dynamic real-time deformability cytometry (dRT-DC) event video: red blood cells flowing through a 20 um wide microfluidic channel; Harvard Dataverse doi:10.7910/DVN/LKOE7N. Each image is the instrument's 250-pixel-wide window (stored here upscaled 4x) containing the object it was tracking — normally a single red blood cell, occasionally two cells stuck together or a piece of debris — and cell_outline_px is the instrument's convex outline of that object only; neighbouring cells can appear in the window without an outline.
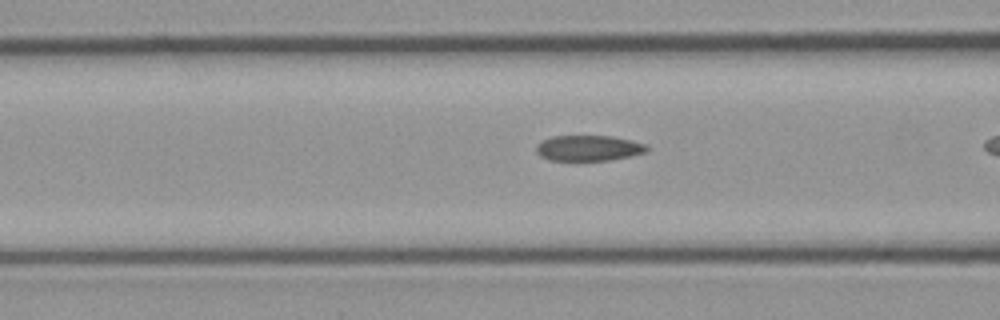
{"species": "common noctule bat (a hibernating species)", "species_latin": "Nyctalus noctula", "temperature_condition": "cold", "stored_images_in_passage": 18, "camera_frame_rate_fps": 3000, "um_per_image_px": 0.085, "animal": {"sex": "male", "body_mass_g": 23.1, "forearm_length_mm": 52.7}, "frame": {"image": 1, "passage_image": 13, "time_ms": 4.0, "image_size_px": [1000, 320], "cell_outline_px": [[648, 152], [612, 160], [548, 160], [540, 156], [536, 152], [536, 144], [552, 136], [612, 136], [632, 140], [648, 144]], "centroid_in_image_um": [50.06, 12.59], "position_along_channel_um": 116.5, "area_um2": 16.65}}
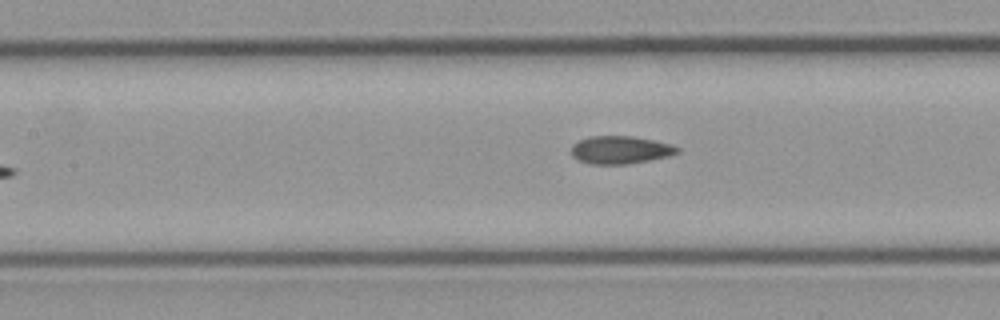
{"frame": {"image": 2, "passage_image": 16, "time_ms": 5.0, "image_size_px": [1000, 320], "cell_outline_px": [[680, 152], [668, 156], [628, 164], [588, 164], [572, 156], [572, 144], [588, 136], [632, 136], [672, 144], [680, 148]], "centroid_in_image_um": [52.73, 12.74], "position_along_channel_um": 154.7, "area_um2": 17.17}}